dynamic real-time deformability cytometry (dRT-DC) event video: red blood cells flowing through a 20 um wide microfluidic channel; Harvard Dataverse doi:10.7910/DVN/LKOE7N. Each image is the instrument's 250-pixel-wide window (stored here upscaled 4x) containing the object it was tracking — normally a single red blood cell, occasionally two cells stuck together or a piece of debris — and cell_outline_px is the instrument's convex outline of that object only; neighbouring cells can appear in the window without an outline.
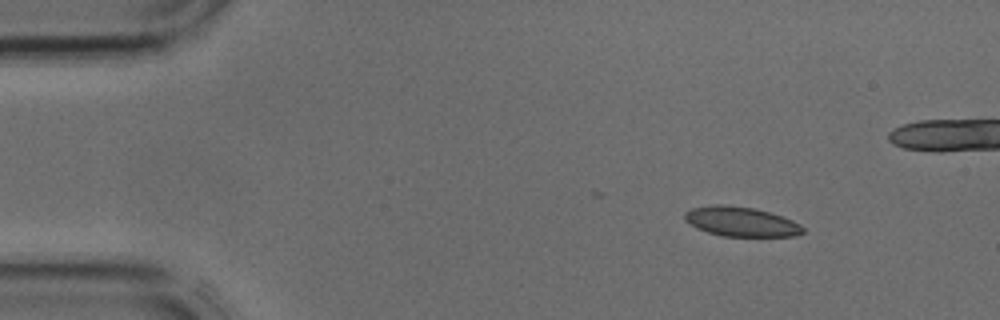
{"species": "common noctule bat (a hibernating species)", "species_latin": "Nyctalus noctula", "temperature_condition": "cold", "stored_images_in_passage": 4, "camera_frame_rate_fps": 3000, "um_per_image_px": 0.085, "animal": {"sex": "male", "body_mass_g": 17.9, "forearm_length_mm": 54.2}, "frame": {"image": 1, "passage_image": 1, "time_ms": 0.0, "image_size_px": [1000, 320], "cell_outline_px": [[804, 232], [796, 236], [720, 236], [696, 228], [684, 220], [684, 212], [692, 208], [712, 204], [720, 204], [756, 208], [792, 220], [800, 224], [804, 228]], "centroid_in_image_um": [62.96, 18.84], "position_along_channel_um": 22.0, "area_um2": 20.46}}